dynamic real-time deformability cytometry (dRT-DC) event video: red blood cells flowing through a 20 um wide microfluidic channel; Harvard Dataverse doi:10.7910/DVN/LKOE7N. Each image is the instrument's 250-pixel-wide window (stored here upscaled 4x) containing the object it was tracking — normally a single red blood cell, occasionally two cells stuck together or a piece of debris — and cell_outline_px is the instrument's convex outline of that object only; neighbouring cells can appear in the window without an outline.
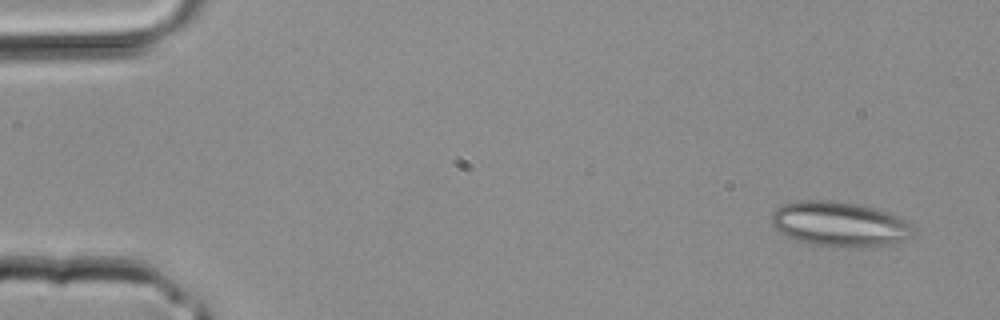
{"species": "common noctule bat (a hibernating species)", "species_latin": "Nyctalus noctula", "temperature_condition": "room temperature", "stored_images_in_passage": 2, "camera_frame_rate_fps": 3000, "um_per_image_px": 0.085, "animal": {"sex": "male", "body_mass_g": 20.4}, "frame": {"image": 1, "passage_image": 1, "time_ms": 0.0, "image_size_px": [1000, 320], "cell_outline_px": [[908, 236], [904, 240], [876, 248], [832, 248], [804, 244], [780, 232], [772, 224], [772, 212], [776, 208], [784, 204], [800, 200], [832, 200], [856, 204], [876, 208], [888, 212], [908, 220]], "centroid_in_image_um": [71.31, 19.08], "position_along_channel_um": 13.7, "area_um2": 37.51}}